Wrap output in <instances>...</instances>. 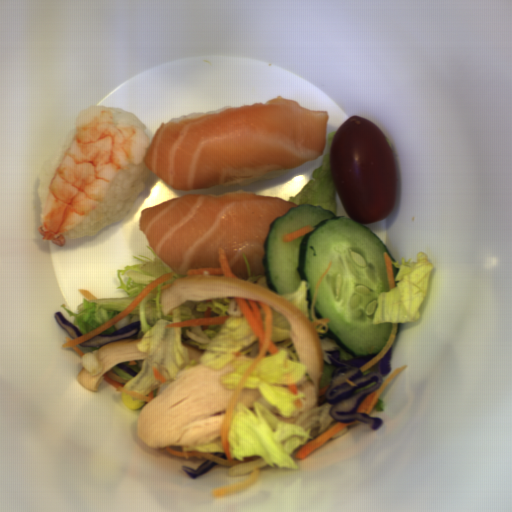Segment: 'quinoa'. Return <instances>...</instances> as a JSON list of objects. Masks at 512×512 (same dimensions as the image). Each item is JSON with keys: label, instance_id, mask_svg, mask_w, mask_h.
Here are the masks:
<instances>
[{"label": "quinoa", "instance_id": "quinoa-1", "mask_svg": "<svg viewBox=\"0 0 512 512\" xmlns=\"http://www.w3.org/2000/svg\"><path fill=\"white\" fill-rule=\"evenodd\" d=\"M98 350L89 351L81 356L82 367L91 375H99L103 372V367L97 357Z\"/></svg>", "mask_w": 512, "mask_h": 512}, {"label": "quinoa", "instance_id": "quinoa-2", "mask_svg": "<svg viewBox=\"0 0 512 512\" xmlns=\"http://www.w3.org/2000/svg\"><path fill=\"white\" fill-rule=\"evenodd\" d=\"M140 318L139 315L130 316L128 313L124 318H122L120 321H118L116 324H114V327L119 331L122 328L132 325L135 322H139Z\"/></svg>", "mask_w": 512, "mask_h": 512}, {"label": "quinoa", "instance_id": "quinoa-3", "mask_svg": "<svg viewBox=\"0 0 512 512\" xmlns=\"http://www.w3.org/2000/svg\"><path fill=\"white\" fill-rule=\"evenodd\" d=\"M227 313H228V315H231V316H242L243 315L234 296H232L231 299L229 300Z\"/></svg>", "mask_w": 512, "mask_h": 512}]
</instances>
